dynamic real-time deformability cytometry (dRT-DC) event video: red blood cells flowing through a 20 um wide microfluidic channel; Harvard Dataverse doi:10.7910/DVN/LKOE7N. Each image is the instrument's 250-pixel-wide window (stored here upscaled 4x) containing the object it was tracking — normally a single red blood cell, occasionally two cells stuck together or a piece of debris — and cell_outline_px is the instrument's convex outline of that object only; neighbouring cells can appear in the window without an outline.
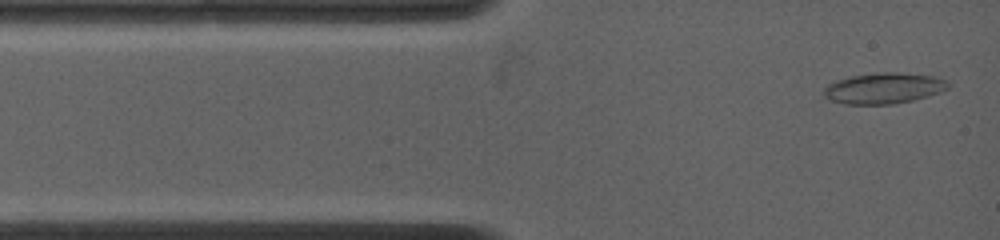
{"species": "common noctule bat (a hibernating species)", "species_latin": "Nyctalus noctula", "temperature_condition": "warm", "stored_images_in_passage": 18, "camera_frame_rate_fps": 4500, "um_per_image_px": 0.085, "animal": {"sex": "female", "body_mass_g": 19.0, "forearm_length_mm": 53.3}, "frame": {"image": 1, "passage_image": 1, "time_ms": 0.0, "image_size_px": [1000, 240], "cell_outline_px": [[948, 88], [940, 92], [928, 96], [912, 100], [892, 104], [844, 104], [828, 100], [824, 96], [824, 88], [828, 84], [836, 80], [848, 76], [880, 72], [896, 72], [932, 76], [948, 80]], "centroid_in_image_um": [75.08, 7.5], "position_along_channel_um": 9.9, "area_um2": 22.43}}
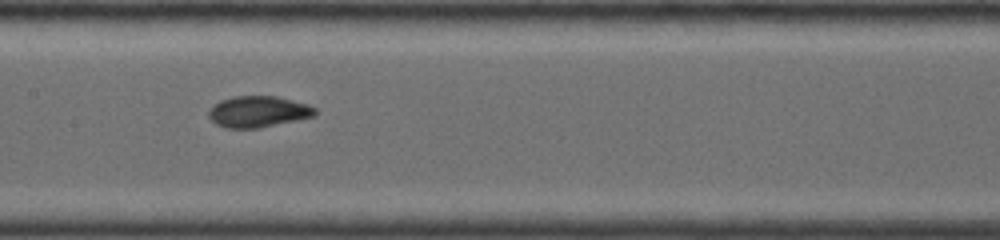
{"frame": {"image": 2, "passage_image": 12, "time_ms": 5.556, "image_size_px": [1000, 240], "cell_outline_px": [[316, 112], [312, 116], [296, 120], [256, 128], [228, 128], [216, 124], [208, 116], [208, 112], [212, 104], [220, 100], [232, 96], [276, 96], [308, 104], [316, 108]], "centroid_in_image_um": [21.9, 9.47], "position_along_channel_um": 185.5, "area_um2": 19.25}}
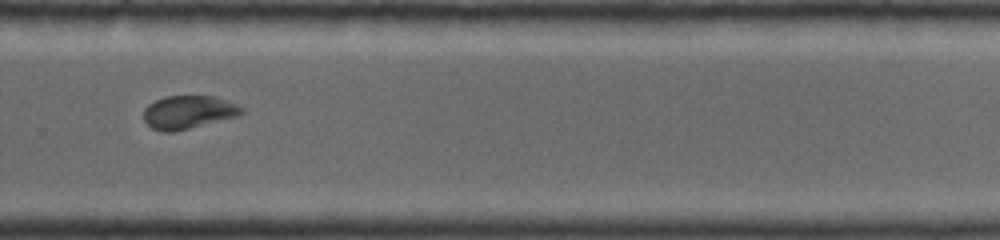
{"frame": {"image": 3, "passage_image": 18, "time_ms": 8.889, "image_size_px": [1000, 240], "cell_outline_px": [[244, 112], [240, 116], [172, 132], [164, 132], [152, 128], [144, 120], [144, 108], [148, 104], [164, 96], [212, 96], [236, 104], [244, 108]], "centroid_in_image_um": [16.01, 9.53], "position_along_channel_um": 313.8, "area_um2": 18.9}}